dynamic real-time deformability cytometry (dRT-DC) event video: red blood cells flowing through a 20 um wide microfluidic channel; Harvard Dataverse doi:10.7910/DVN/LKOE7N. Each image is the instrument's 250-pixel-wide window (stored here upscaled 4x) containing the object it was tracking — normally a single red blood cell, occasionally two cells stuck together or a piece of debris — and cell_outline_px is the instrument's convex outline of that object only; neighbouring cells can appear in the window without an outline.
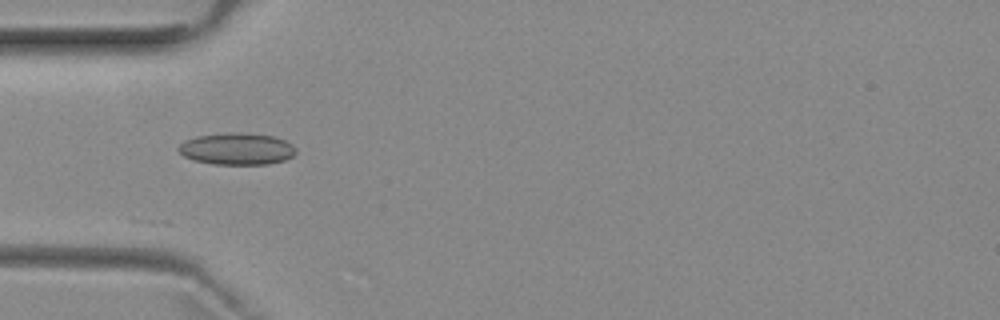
{"species": "common noctule bat (a hibernating species)", "species_latin": "Nyctalus noctula", "temperature_condition": "room temperature", "stored_images_in_passage": 4, "camera_frame_rate_fps": 3000, "um_per_image_px": 0.085, "animal": {"sex": "female", "body_mass_g": 29.2, "forearm_length_mm": 56.3}, "frame": {"image": 1, "passage_image": 2, "time_ms": 1.0, "image_size_px": [1000, 320], "cell_outline_px": [[296, 152], [292, 156], [284, 160], [268, 164], [212, 164], [192, 160], [184, 156], [176, 148], [184, 140], [196, 136], [228, 132], [240, 132], [272, 136], [284, 140], [292, 144], [296, 148]], "centroid_in_image_um": [20.1, 12.65], "position_along_channel_um": 64.9, "area_um2": 21.91}}
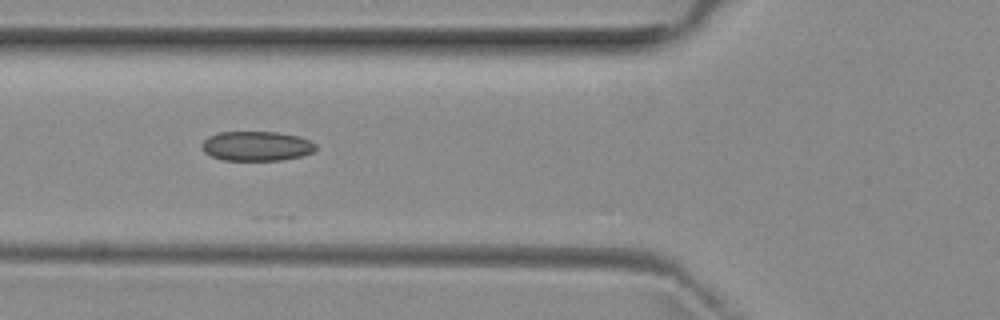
{"frame": {"image": 2, "passage_image": 3, "time_ms": 2.0, "image_size_px": [1000, 320], "cell_outline_px": [[316, 148], [312, 152], [300, 156], [280, 160], [224, 160], [212, 156], [204, 152], [200, 144], [208, 136], [220, 132], [276, 132], [300, 136], [316, 144]], "centroid_in_image_um": [21.78, 12.41], "position_along_channel_um": 104.0, "area_um2": 19.59}}
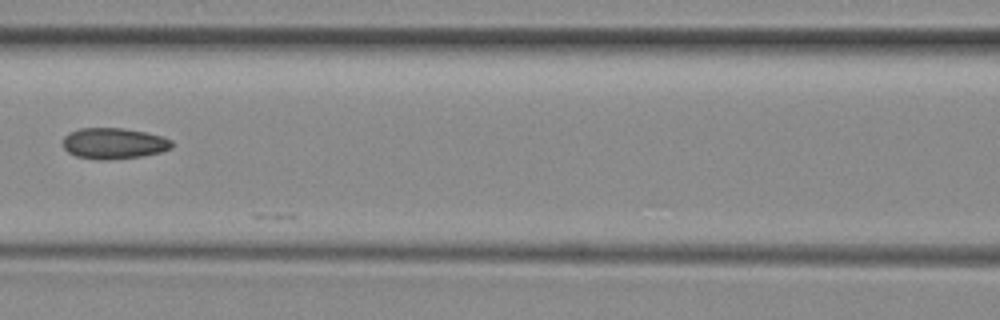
{"frame": {"image": 3, "passage_image": 4, "time_ms": 3.333, "image_size_px": [1000, 320], "cell_outline_px": [[172, 148], [160, 152], [140, 156], [104, 160], [100, 160], [76, 156], [68, 152], [64, 148], [64, 136], [68, 132], [80, 128], [124, 128], [164, 136], [172, 140]], "centroid_in_image_um": [9.67, 12.18], "position_along_channel_um": 156.9, "area_um2": 19.65}}